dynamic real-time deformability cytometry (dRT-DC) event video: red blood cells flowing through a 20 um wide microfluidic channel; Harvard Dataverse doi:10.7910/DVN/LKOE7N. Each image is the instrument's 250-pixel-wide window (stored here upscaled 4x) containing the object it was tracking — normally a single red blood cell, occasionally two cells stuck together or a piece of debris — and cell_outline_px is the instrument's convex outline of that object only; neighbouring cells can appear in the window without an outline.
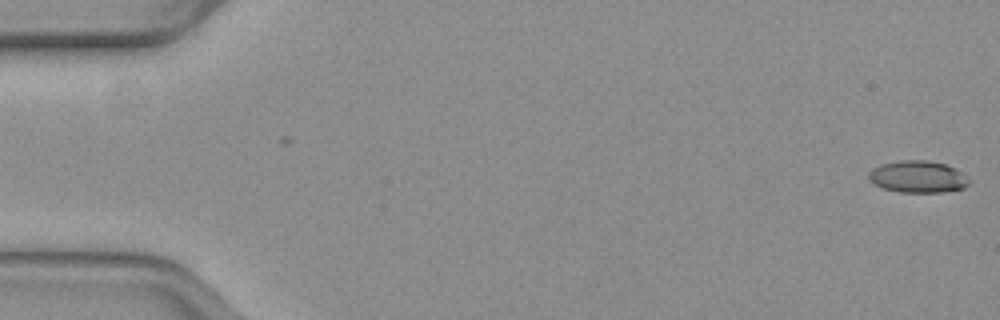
{"species": "common noctule bat (a hibernating species)", "species_latin": "Nyctalus noctula", "temperature_condition": "warm", "stored_images_in_passage": 53, "camera_frame_rate_fps": 3000, "um_per_image_px": 0.085, "animal": {"sex": "female", "body_mass_g": 19.3, "forearm_length_mm": 54.1}, "frame": {"image": 1, "passage_image": 1, "time_ms": 0.0, "image_size_px": [1000, 320], "cell_outline_px": [[972, 180], [964, 188], [940, 192], [900, 192], [884, 188], [868, 180], [868, 172], [872, 168], [880, 164], [900, 160], [928, 160], [944, 164], [956, 168]], "centroid_in_image_um": [78.02, 15.01], "position_along_channel_um": 7.0, "area_um2": 18.79}}
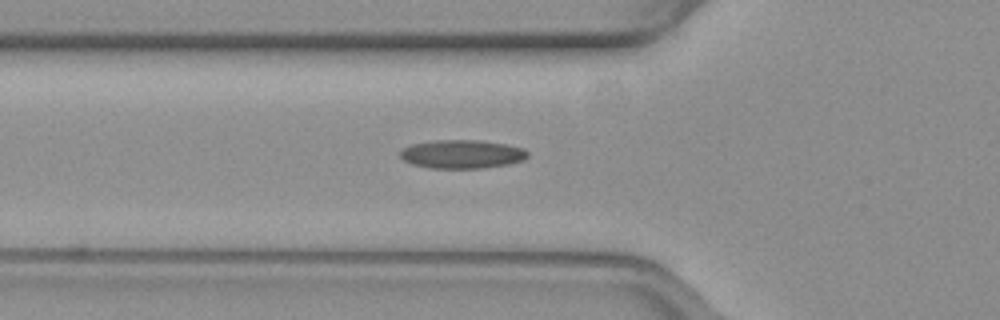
{"frame": {"image": 2, "passage_image": 19, "time_ms": 6.0, "image_size_px": [1000, 320], "cell_outline_px": [[528, 156], [524, 160], [508, 164], [484, 168], [428, 168], [412, 164], [404, 160], [400, 156], [400, 148], [412, 144], [432, 140], [480, 140], [504, 144], [524, 148], [528, 152]], "centroid_in_image_um": [39.25, 13.1], "position_along_channel_um": 86.6, "area_um2": 21.39}}
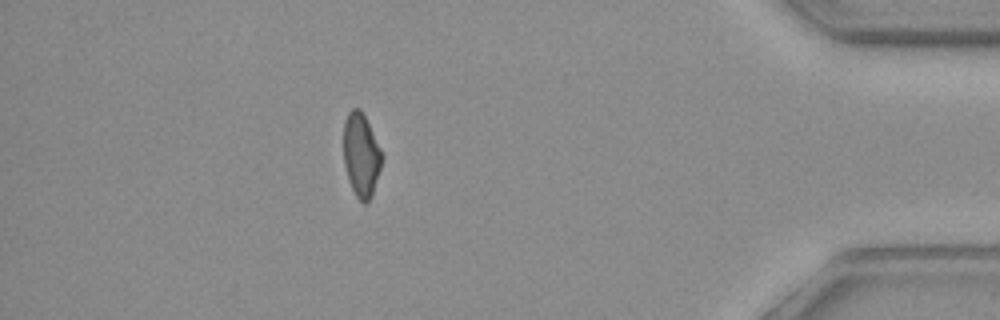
{"frame": {"image": 3, "passage_image": 47, "time_ms": 15.333, "image_size_px": [1000, 320], "cell_outline_px": [[384, 156], [372, 196], [368, 204], [364, 204], [356, 196], [348, 180], [344, 164], [344, 120], [348, 112], [352, 108], [360, 108]], "centroid_in_image_um": [30.7, 13.2], "position_along_channel_um": 404.5, "area_um2": 18.67}, "authors_computed_cell_mechanics": {"area_um2": 19.2474, "velocity_mm_per_s": 3.928, "shape_relaxation_time_tau1_ms": null, "shape_relaxation_time_tau2_ms": 2.4283, "deformation_change_tau1": null, "deformation_change_tau2": 0.0867}}